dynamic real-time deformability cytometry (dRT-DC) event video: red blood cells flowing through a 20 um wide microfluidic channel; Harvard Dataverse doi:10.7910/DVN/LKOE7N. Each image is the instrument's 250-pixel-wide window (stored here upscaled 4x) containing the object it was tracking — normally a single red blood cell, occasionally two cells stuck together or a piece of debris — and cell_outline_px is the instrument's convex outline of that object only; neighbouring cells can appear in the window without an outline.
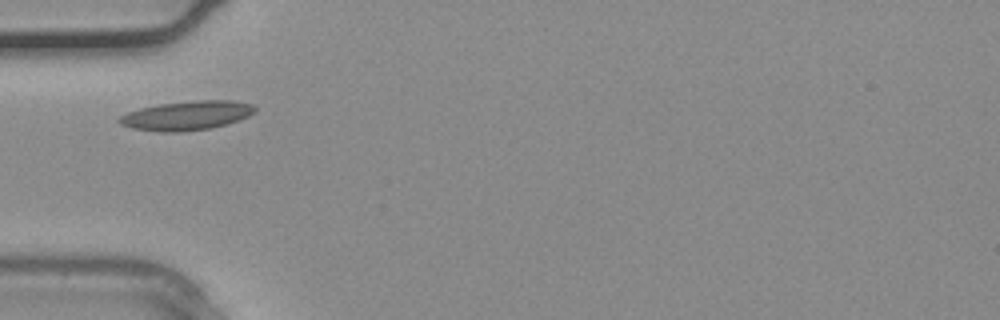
{"species": "common noctule bat (a hibernating species)", "species_latin": "Nyctalus noctula", "temperature_condition": "warm", "stored_images_in_passage": 1, "camera_frame_rate_fps": 3000, "um_per_image_px": 0.085, "animal": {"sex": "male", "body_mass_g": 20.4}, "frame": {"image": 1, "passage_image": 1, "time_ms": 0.0, "image_size_px": [1000, 320], "cell_outline_px": [[256, 112], [240, 120], [208, 128], [180, 132], [160, 132], [132, 128], [120, 124], [116, 120], [120, 116], [128, 112], [140, 108], [160, 104], [196, 100], [236, 100], [252, 104], [256, 108]], "centroid_in_image_um": [15.88, 9.81], "position_along_channel_um": 69.1, "area_um2": 23.06}}